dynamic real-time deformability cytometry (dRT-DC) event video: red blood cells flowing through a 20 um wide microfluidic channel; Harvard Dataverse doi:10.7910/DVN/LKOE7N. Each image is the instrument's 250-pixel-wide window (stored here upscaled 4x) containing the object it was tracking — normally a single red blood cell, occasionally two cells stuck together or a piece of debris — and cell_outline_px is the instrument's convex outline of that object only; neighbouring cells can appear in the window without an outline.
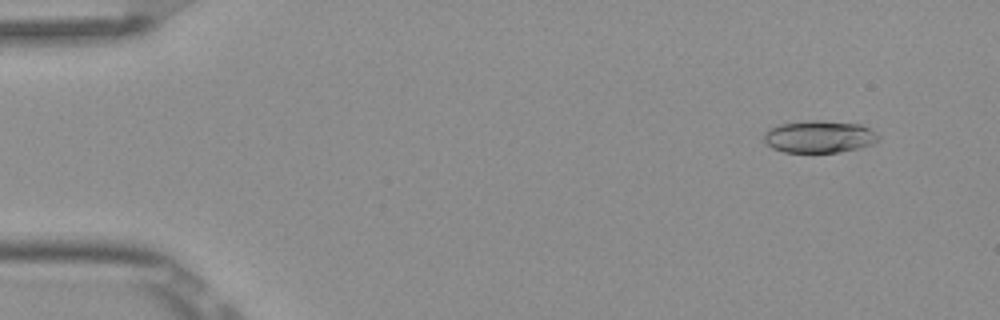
{"species": "Egyptian fruit bat (a non-hibernating species)", "species_latin": "Rousettus aegyptiacus", "temperature_condition": "room temperature", "stored_images_in_passage": 6, "camera_frame_rate_fps": 3000, "um_per_image_px": 0.085, "frame": {"image": 1, "passage_image": 2, "time_ms": 0.333, "image_size_px": [1000, 320], "cell_outline_px": [[880, 140], [872, 144], [860, 148], [840, 152], [784, 152], [772, 148], [764, 140], [764, 132], [780, 124], [808, 120], [820, 120], [860, 124], [872, 128], [880, 136]], "centroid_in_image_um": [69.69, 11.61], "position_along_channel_um": 15.3, "area_um2": 21.68}}
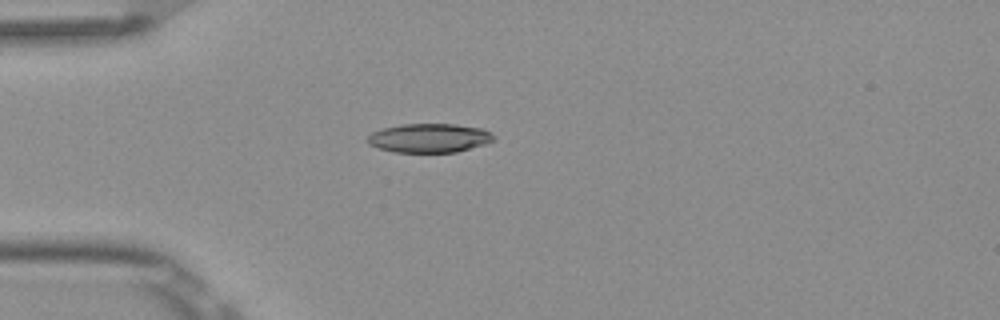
{"frame": {"image": 2, "passage_image": 5, "time_ms": 1.333, "image_size_px": [1000, 320], "cell_outline_px": [[496, 140], [484, 144], [456, 152], [392, 152], [368, 144], [364, 140], [372, 132], [384, 128], [400, 124], [456, 124], [484, 128], [496, 136]], "centroid_in_image_um": [36.5, 11.72], "position_along_channel_um": 48.5, "area_um2": 21.5}}